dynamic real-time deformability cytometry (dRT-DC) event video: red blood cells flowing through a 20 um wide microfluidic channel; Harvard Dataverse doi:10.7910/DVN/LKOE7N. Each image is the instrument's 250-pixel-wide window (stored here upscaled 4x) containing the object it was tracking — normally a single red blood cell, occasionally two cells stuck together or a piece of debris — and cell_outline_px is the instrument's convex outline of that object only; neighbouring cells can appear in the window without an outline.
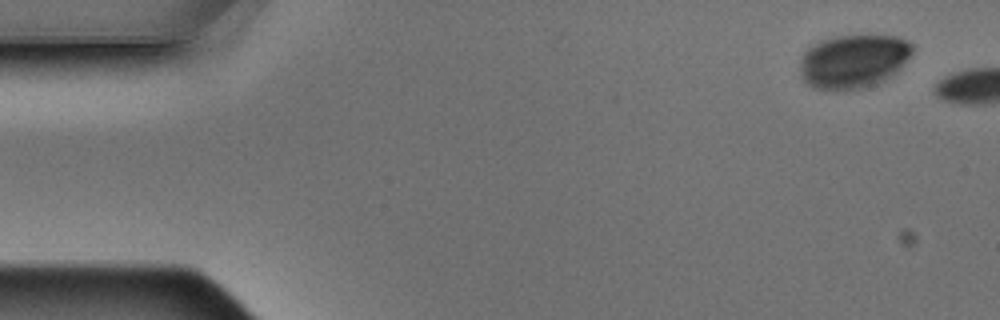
{"species": "Egyptian fruit bat (a non-hibernating species)", "species_latin": "Rousettus aegyptiacus", "temperature_condition": "warm", "stored_images_in_passage": 2, "camera_frame_rate_fps": 3000, "um_per_image_px": 0.085, "animal": {"sex": "male"}, "frame": {"image": 1, "passage_image": 1, "time_ms": 0.0, "image_size_px": [1000, 320], "cell_outline_px": [[912, 52], [900, 68], [892, 76], [876, 84], [864, 88], [848, 92], [828, 92], [812, 88], [804, 84], [800, 76], [800, 60], [804, 52], [812, 44], [836, 36], [896, 36], [908, 40], [912, 44]], "centroid_in_image_um": [72.48, 5.27], "position_along_channel_um": 12.5, "area_um2": 36.01}}